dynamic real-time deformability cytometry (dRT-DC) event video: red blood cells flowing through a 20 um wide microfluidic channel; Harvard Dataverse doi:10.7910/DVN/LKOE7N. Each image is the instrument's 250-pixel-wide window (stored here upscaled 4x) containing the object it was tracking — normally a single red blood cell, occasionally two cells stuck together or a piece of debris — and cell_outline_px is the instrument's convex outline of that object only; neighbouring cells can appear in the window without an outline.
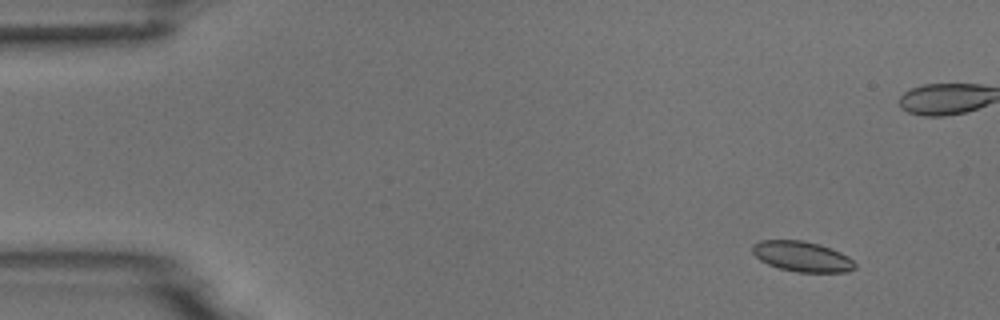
{"species": "common noctule bat (a hibernating species)", "species_latin": "Nyctalus noctula", "temperature_condition": "room temperature", "stored_images_in_passage": 6, "camera_frame_rate_fps": 3000, "um_per_image_px": 0.085, "animal": {"sex": "male", "body_mass_g": 18.8}, "frame": {"image": 1, "passage_image": 2, "time_ms": 0.333, "image_size_px": [1000, 320], "cell_outline_px": [[856, 268], [848, 272], [796, 272], [780, 268], [768, 264], [760, 260], [752, 252], [752, 244], [760, 240], [804, 240], [820, 244], [840, 252], [848, 256], [856, 264]], "centroid_in_image_um": [68.18, 21.79], "position_along_channel_um": 16.8, "area_um2": 18.21}}